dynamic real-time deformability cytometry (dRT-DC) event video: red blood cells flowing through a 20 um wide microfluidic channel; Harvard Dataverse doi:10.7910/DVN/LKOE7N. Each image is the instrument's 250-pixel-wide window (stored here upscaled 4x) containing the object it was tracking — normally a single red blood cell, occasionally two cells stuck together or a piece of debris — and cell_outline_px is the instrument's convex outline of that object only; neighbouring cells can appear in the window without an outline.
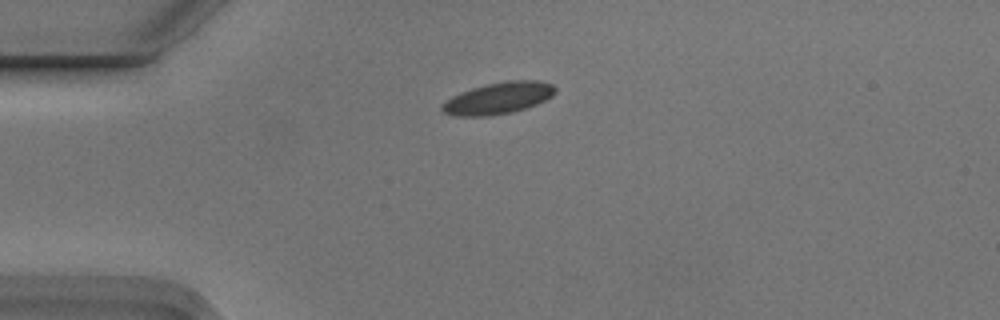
{"species": "Egyptian fruit bat (a non-hibernating species)", "species_latin": "Rousettus aegyptiacus", "temperature_condition": "cold", "stored_images_in_passage": 2, "camera_frame_rate_fps": 3000, "um_per_image_px": 0.085, "animal": {"sex": "male"}, "frame": {"image": 1, "passage_image": 1, "time_ms": 0.0, "image_size_px": [1000, 320], "cell_outline_px": [[556, 92], [552, 96], [528, 108], [512, 112], [488, 116], [456, 116], [444, 112], [440, 108], [440, 104], [452, 96], [460, 92], [472, 88], [488, 84], [508, 80], [540, 80], [552, 84], [556, 88]], "centroid_in_image_um": [42.36, 8.34], "position_along_channel_um": 42.6, "area_um2": 20.98}}